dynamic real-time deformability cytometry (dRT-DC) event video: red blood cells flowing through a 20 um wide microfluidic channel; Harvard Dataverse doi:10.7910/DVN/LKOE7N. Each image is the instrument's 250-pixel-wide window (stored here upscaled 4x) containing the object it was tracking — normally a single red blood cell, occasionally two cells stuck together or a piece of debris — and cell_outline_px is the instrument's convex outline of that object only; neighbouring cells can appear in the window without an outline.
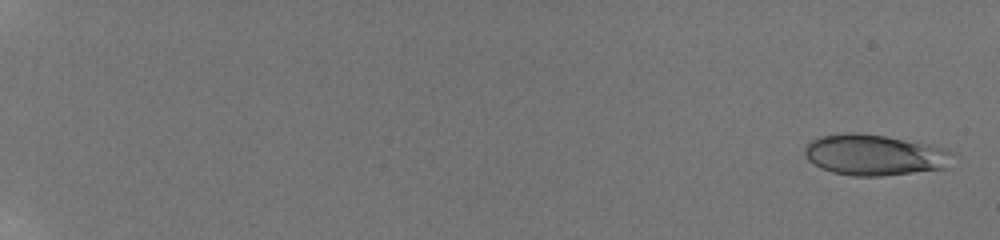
{"species": "human", "species_latin": "Homo sapiens", "temperature_condition": "room temperature", "stored_images_in_passage": 15, "camera_frame_rate_fps": 3000, "um_per_image_px": 0.085, "donor": {"sex": "male"}, "frame": {"image": 1, "passage_image": 1, "time_ms": 0.0, "image_size_px": [1000, 240], "cell_outline_px": [[956, 156], [948, 168], [880, 176], [852, 176], [832, 172], [820, 168], [808, 160], [804, 156], [804, 148], [812, 140], [820, 136], [844, 132], [856, 132], [884, 136], [928, 144], [944, 148], [956, 152]], "centroid_in_image_um": [74.36, 13.17], "position_along_channel_um": 10.6, "area_um2": 35.66}}
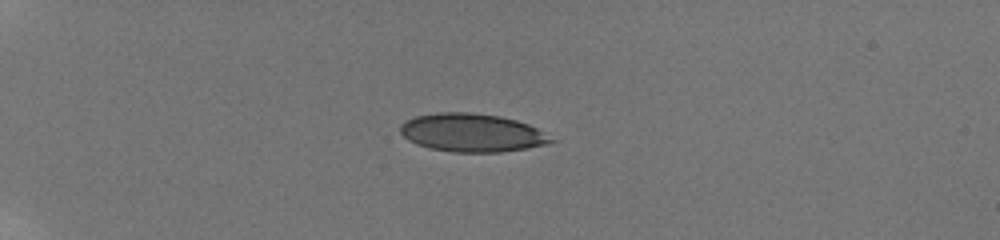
{"frame": {"image": 2, "passage_image": 9, "time_ms": 5.333, "image_size_px": [1000, 240], "cell_outline_px": [[560, 140], [548, 144], [500, 152], [452, 152], [428, 148], [416, 144], [408, 140], [400, 132], [400, 124], [416, 116], [436, 112], [472, 112], [500, 116], [516, 120], [528, 124]], "centroid_in_image_um": [40.14, 11.28], "position_along_channel_um": 44.9, "area_um2": 33.81}}
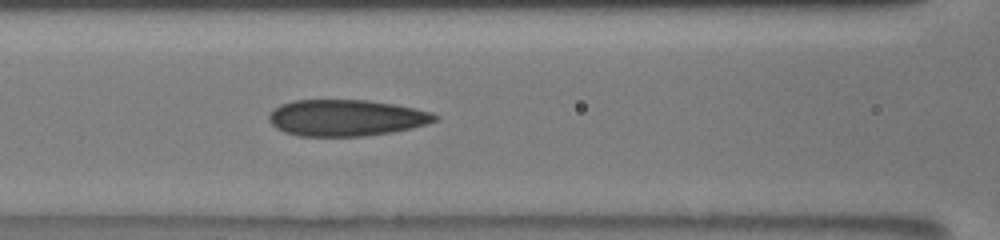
{"frame": {"image": 3, "passage_image": 15, "time_ms": 9.333, "image_size_px": [1000, 240], "cell_outline_px": [[440, 116], [436, 120], [428, 124], [412, 128], [392, 132], [364, 136], [300, 136], [284, 132], [276, 128], [268, 120], [268, 116], [272, 108], [280, 104], [292, 100], [368, 100], [396, 104], [432, 112]], "centroid_in_image_um": [29.41, 10.01], "position_along_channel_um": 137.2, "area_um2": 35.55}}